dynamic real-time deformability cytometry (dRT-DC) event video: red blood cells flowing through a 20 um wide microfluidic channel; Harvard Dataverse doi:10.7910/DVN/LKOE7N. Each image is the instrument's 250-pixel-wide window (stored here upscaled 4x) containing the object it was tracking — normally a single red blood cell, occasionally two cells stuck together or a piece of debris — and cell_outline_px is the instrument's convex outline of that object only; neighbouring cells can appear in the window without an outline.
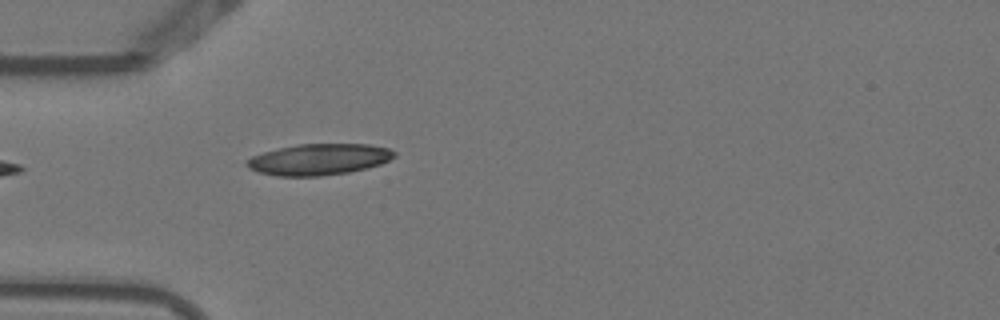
{"species": "Egyptian fruit bat (a non-hibernating species)", "species_latin": "Rousettus aegyptiacus", "temperature_condition": "warm", "stored_images_in_passage": 4, "camera_frame_rate_fps": 3000, "um_per_image_px": 0.085, "animal": {"sex": "female"}, "frame": {"image": 1, "passage_image": 4, "time_ms": 1.0, "image_size_px": [1000, 320], "cell_outline_px": [[396, 156], [380, 164], [368, 168], [348, 172], [320, 176], [276, 176], [260, 172], [248, 168], [244, 164], [252, 156], [264, 152], [296, 144], [368, 144], [388, 148], [396, 152]], "centroid_in_image_um": [27.11, 13.55], "position_along_channel_um": 57.9, "area_um2": 26.76}}